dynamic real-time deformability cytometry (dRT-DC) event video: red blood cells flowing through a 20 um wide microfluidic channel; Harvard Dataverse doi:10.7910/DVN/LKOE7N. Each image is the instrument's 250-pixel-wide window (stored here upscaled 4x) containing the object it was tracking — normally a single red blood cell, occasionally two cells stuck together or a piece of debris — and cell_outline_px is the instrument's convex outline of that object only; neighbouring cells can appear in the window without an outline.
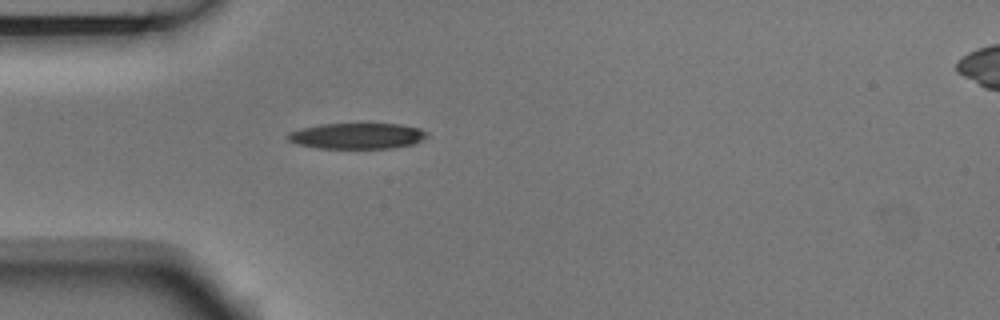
{"species": "Egyptian fruit bat (a non-hibernating species)", "species_latin": "Rousettus aegyptiacus", "temperature_condition": "room temperature", "stored_images_in_passage": 1, "camera_frame_rate_fps": 3000, "um_per_image_px": 0.085, "animal": {"sex": "male"}, "frame": {"image": 1, "passage_image": 1, "time_ms": 0.0, "image_size_px": [1000, 320], "cell_outline_px": [[428, 136], [412, 144], [392, 148], [320, 148], [300, 144], [288, 140], [284, 136], [288, 132], [300, 128], [320, 124], [400, 124], [420, 128], [428, 132]], "centroid_in_image_um": [30.34, 11.54], "position_along_channel_um": 54.7, "area_um2": 20.92}}